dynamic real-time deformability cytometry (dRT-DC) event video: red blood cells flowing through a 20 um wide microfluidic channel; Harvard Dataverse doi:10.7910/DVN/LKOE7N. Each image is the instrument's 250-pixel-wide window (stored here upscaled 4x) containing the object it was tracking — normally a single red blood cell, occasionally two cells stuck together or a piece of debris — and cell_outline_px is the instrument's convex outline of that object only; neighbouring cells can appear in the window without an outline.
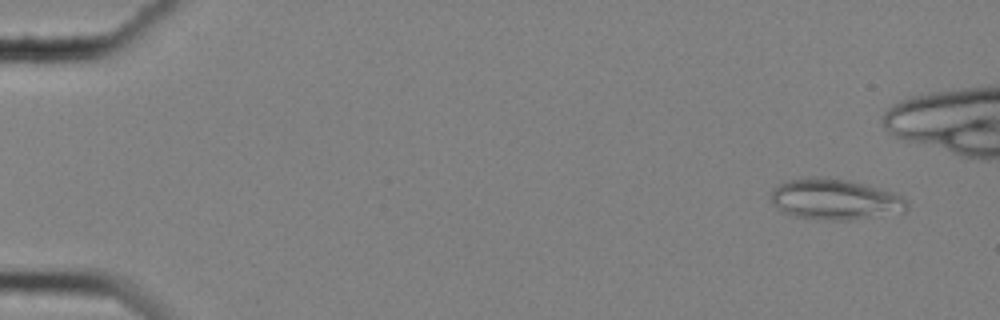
{"species": "common noctule bat (a hibernating species)", "species_latin": "Nyctalus noctula", "temperature_condition": "cold", "stored_images_in_passage": 51, "camera_frame_rate_fps": 3000, "um_per_image_px": 0.085, "animal": {"sex": "female", "body_mass_g": 25.1}, "frame": {"image": 1, "passage_image": 4, "time_ms": 1.0, "image_size_px": [1000, 320], "cell_outline_px": [[908, 208], [904, 212], [852, 220], [832, 220], [796, 216], [784, 212], [772, 204], [772, 188], [780, 184], [792, 180], [812, 176], [820, 176], [848, 180], [864, 184], [892, 192], [900, 196], [908, 204]], "centroid_in_image_um": [70.98, 16.94], "position_along_channel_um": 14.0, "area_um2": 32.02}}
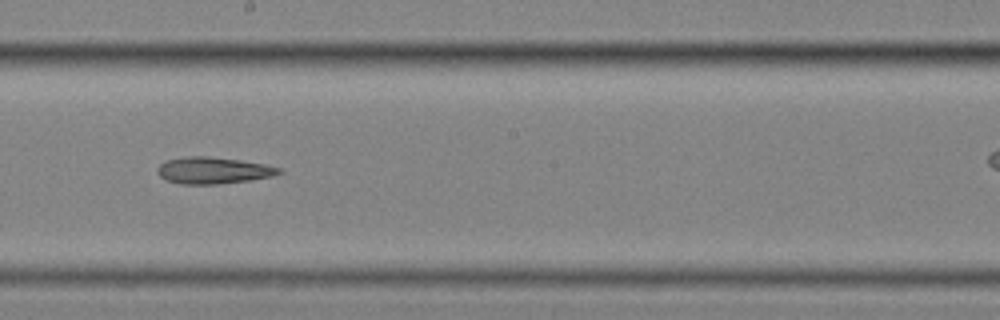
{"frame": {"image": 2, "passage_image": 34, "time_ms": 11.0, "image_size_px": [1000, 320], "cell_outline_px": [[284, 172], [272, 176], [248, 180], [216, 184], [180, 184], [168, 180], [160, 176], [156, 172], [156, 168], [164, 160], [188, 156], [208, 156], [240, 160], [264, 164], [280, 168]], "centroid_in_image_um": [18.09, 14.48], "position_along_channel_um": 230.1, "area_um2": 18.84}}
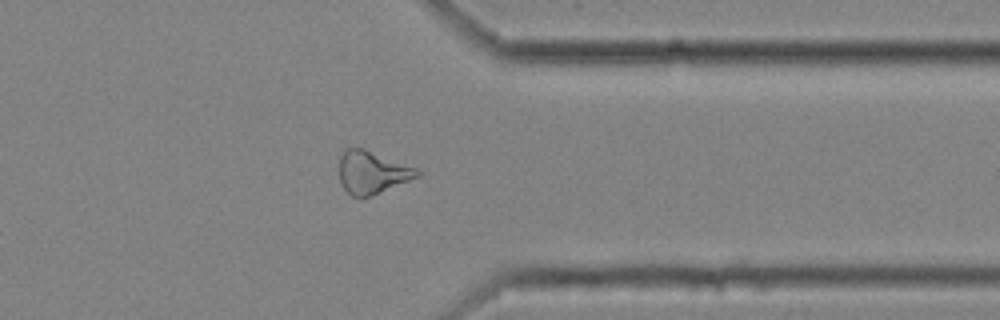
{"frame": {"image": 3, "passage_image": 47, "time_ms": 15.333, "image_size_px": [1000, 320], "cell_outline_px": [[420, 176], [368, 196], [352, 196], [340, 184], [340, 156], [344, 148], [364, 148], [416, 168], [420, 172]], "centroid_in_image_um": [31.6, 14.62], "position_along_channel_um": 379.8, "area_um2": 18.96}}